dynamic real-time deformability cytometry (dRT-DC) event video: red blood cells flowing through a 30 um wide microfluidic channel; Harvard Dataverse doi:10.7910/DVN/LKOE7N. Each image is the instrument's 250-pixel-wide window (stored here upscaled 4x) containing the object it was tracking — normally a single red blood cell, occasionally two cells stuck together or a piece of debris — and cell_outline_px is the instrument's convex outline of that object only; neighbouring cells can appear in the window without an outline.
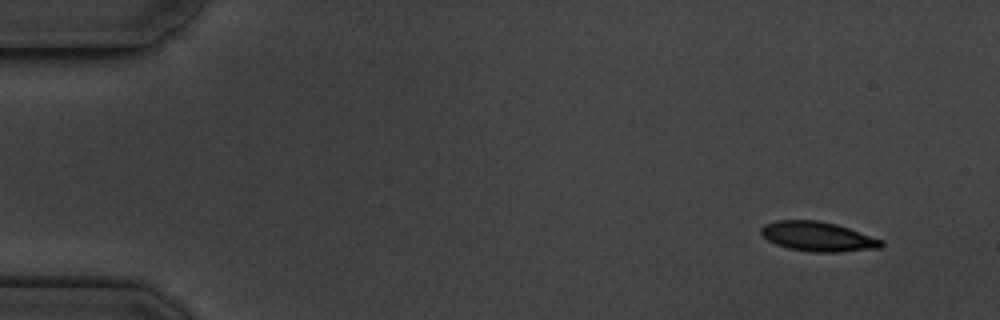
{"species": "common noctule bat (a hibernating species)", "species_latin": "Nyctalus noctula", "temperature_condition": "cold", "stored_images_in_passage": 8, "camera_frame_rate_fps": 3000, "um_per_image_px": 0.085, "animal": {"sex": "male", "body_mass_g": 19.5, "forearm_length_mm": 54.6}, "frame": {"image": 1, "passage_image": 1, "time_ms": 0.0, "image_size_px": [1000, 320], "cell_outline_px": [[884, 244], [880, 248], [840, 252], [812, 252], [788, 248], [776, 244], [768, 240], [760, 232], [760, 228], [764, 224], [776, 220], [816, 220], [836, 224], [884, 240]], "centroid_in_image_um": [69.52, 20.1], "position_along_channel_um": 15.5, "area_um2": 20.75}}
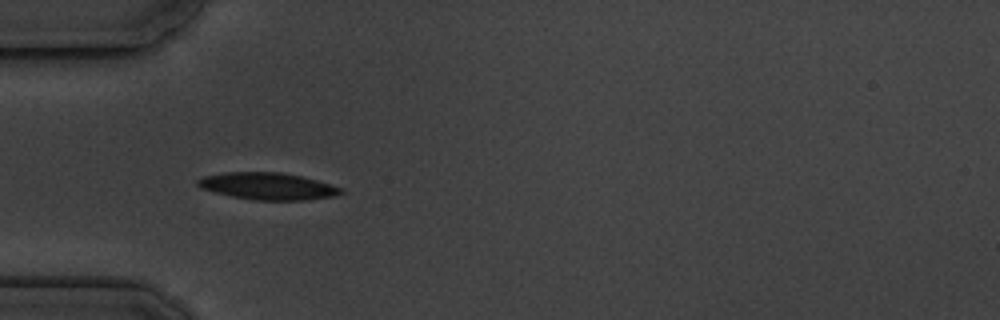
{"frame": {"image": 2, "passage_image": 5, "time_ms": 4.333, "image_size_px": [1000, 320], "cell_outline_px": [[344, 192], [332, 196], [308, 200], [256, 200], [232, 196], [200, 188], [196, 184], [196, 180], [204, 176], [224, 172], [280, 172], [300, 176], [316, 180], [344, 188]], "centroid_in_image_um": [22.75, 15.82], "position_along_channel_um": 62.2, "area_um2": 22.43}}